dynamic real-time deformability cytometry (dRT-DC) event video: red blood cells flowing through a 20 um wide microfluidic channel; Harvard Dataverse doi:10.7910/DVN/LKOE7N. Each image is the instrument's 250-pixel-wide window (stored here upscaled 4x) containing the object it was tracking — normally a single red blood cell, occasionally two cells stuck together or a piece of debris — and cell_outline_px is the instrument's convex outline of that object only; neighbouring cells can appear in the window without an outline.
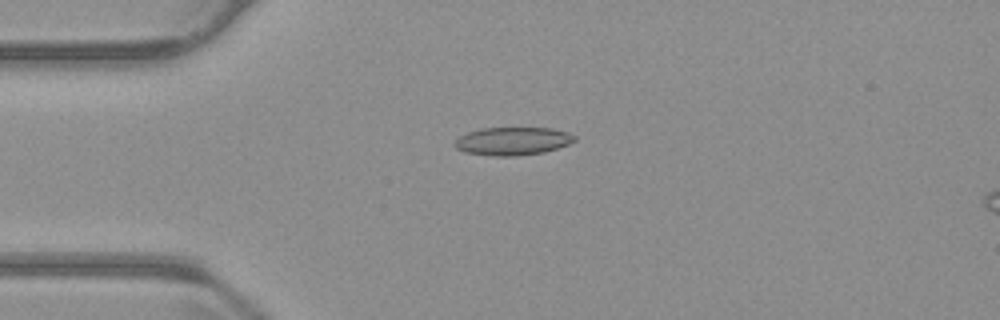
{"species": "common noctule bat (a hibernating species)", "species_latin": "Nyctalus noctula", "temperature_condition": "warm", "stored_images_in_passage": 43, "camera_frame_rate_fps": 3000, "um_per_image_px": 0.085, "animal": {"sex": "male", "body_mass_g": 23.1, "forearm_length_mm": 52.7}, "frame": {"image": 1, "passage_image": 1, "time_ms": 0.0, "image_size_px": [1000, 320], "cell_outline_px": [[576, 140], [568, 144], [544, 152], [516, 156], [492, 156], [464, 152], [456, 148], [452, 144], [460, 136], [468, 132], [480, 128], [552, 128], [568, 132], [576, 136]], "centroid_in_image_um": [43.56, 11.99], "position_along_channel_um": 41.4, "area_um2": 19.65}}
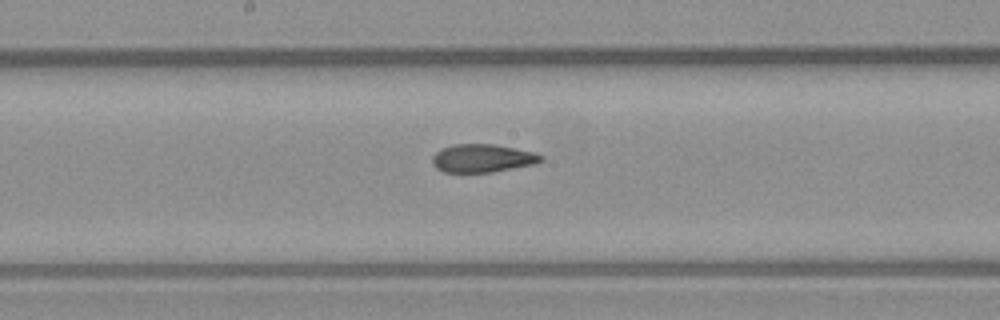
{"frame": {"image": 2, "passage_image": 16, "time_ms": 5.0, "image_size_px": [1000, 320], "cell_outline_px": [[544, 160], [536, 164], [492, 172], [444, 172], [436, 168], [432, 164], [432, 156], [440, 148], [452, 144], [492, 144], [536, 152], [544, 156]], "centroid_in_image_um": [41.02, 13.45], "position_along_channel_um": 207.2, "area_um2": 18.03}}
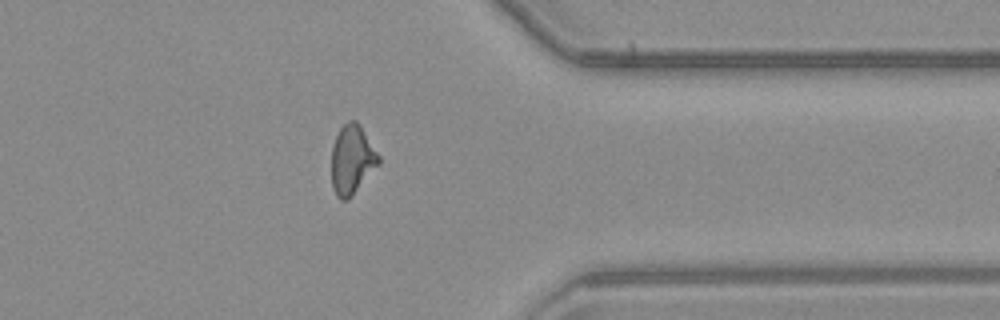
{"frame": {"image": 3, "passage_image": 31, "time_ms": 10.0, "image_size_px": [1000, 320], "cell_outline_px": [[380, 164], [348, 200], [340, 200], [336, 196], [332, 188], [332, 148], [336, 136], [340, 128], [348, 120], [356, 120], [380, 156]], "centroid_in_image_um": [29.92, 13.6], "position_along_channel_um": 381.5, "area_um2": 18.96}, "authors_computed_cell_mechanics": {"area_um2": 18.4382, "velocity_mm_per_s": 3.7391, "shape_relaxation_time_tau1_ms": null, "shape_relaxation_time_tau2_ms": 1.5487, "deformation_change_tau1": null, "deformation_change_tau2": 0.0807}}